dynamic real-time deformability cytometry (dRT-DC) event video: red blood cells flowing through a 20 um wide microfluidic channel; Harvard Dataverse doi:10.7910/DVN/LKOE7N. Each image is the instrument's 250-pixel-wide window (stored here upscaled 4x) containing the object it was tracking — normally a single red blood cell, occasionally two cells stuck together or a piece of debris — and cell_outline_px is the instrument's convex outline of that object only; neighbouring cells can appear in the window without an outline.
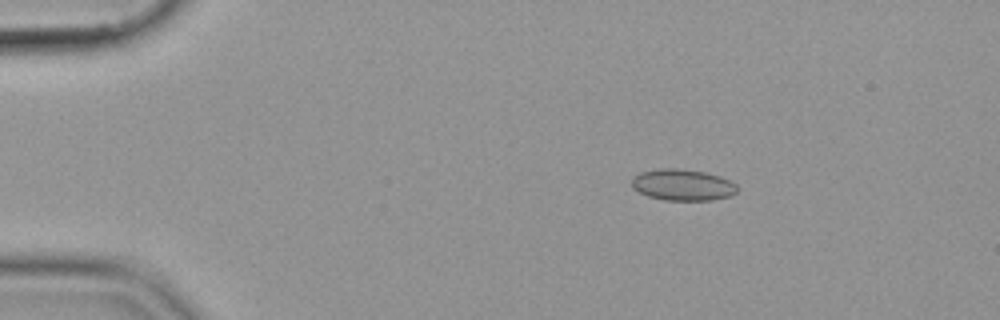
{"species": "common noctule bat (a hibernating species)", "species_latin": "Nyctalus noctula", "temperature_condition": "cold", "stored_images_in_passage": 48, "camera_frame_rate_fps": 3000, "um_per_image_px": 0.085, "animal": {"sex": "female", "body_mass_g": 19.9}, "frame": {"image": 1, "passage_image": 10, "time_ms": 3.0, "image_size_px": [1000, 320], "cell_outline_px": [[736, 192], [732, 196], [712, 200], [664, 200], [648, 196], [632, 188], [632, 176], [640, 172], [660, 168], [676, 168], [704, 172], [720, 176], [736, 184]], "centroid_in_image_um": [58.0, 15.71], "position_along_channel_um": 27.0, "area_um2": 19.31}}
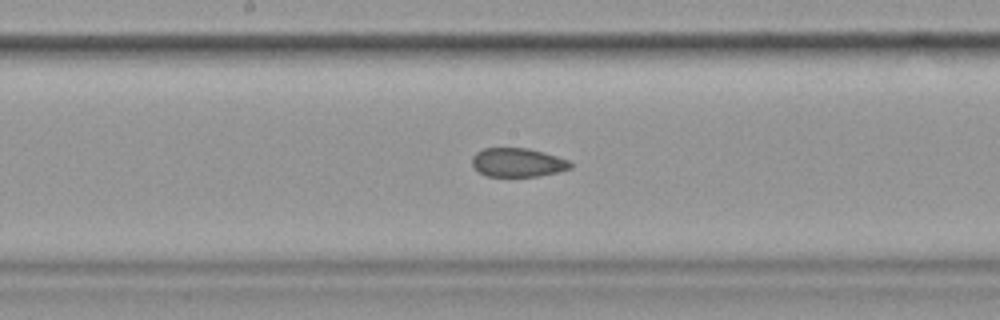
{"frame": {"image": 2, "passage_image": 30, "time_ms": 9.667, "image_size_px": [1000, 320], "cell_outline_px": [[572, 168], [556, 172], [536, 176], [488, 176], [480, 172], [472, 164], [472, 156], [476, 152], [484, 148], [528, 148], [544, 152], [568, 160], [572, 164]], "centroid_in_image_um": [44.0, 13.8], "position_along_channel_um": 204.2, "area_um2": 16.36}}
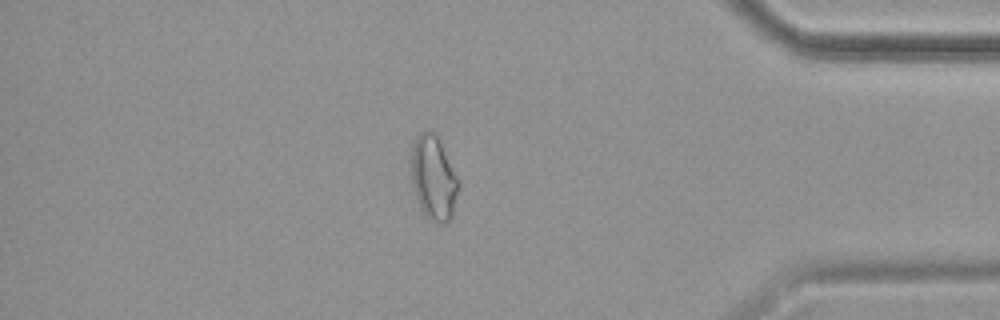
{"frame": {"image": 3, "passage_image": 48, "time_ms": 15.667, "image_size_px": [1000, 320], "cell_outline_px": [[460, 188], [452, 216], [444, 224], [440, 224], [428, 220], [420, 208], [412, 184], [412, 148], [416, 136], [424, 128], [428, 128], [436, 136], [460, 180]], "centroid_in_image_um": [36.87, 15.15], "position_along_channel_um": 398.3, "area_um2": 23.35}}